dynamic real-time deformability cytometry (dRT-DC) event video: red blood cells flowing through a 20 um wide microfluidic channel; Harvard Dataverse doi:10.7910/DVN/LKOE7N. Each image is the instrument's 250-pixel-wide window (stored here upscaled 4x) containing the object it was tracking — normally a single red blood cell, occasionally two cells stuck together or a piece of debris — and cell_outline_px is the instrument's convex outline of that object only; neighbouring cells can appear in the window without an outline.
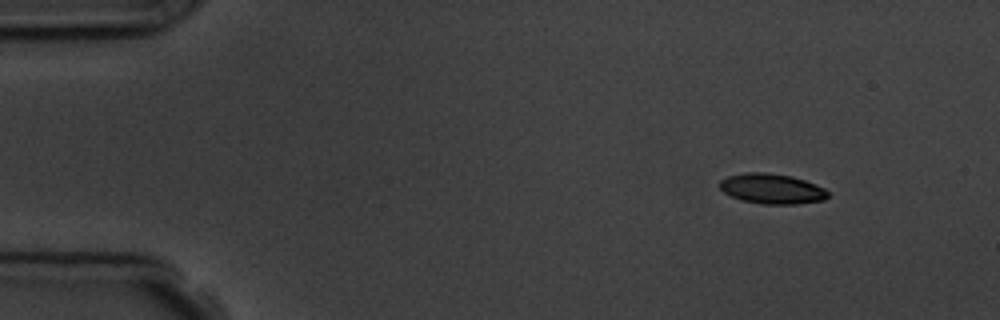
{"species": "common noctule bat (a hibernating species)", "species_latin": "Nyctalus noctula", "temperature_condition": "room temperature", "stored_images_in_passage": 3, "camera_frame_rate_fps": 3000, "um_per_image_px": 0.085, "animal": {"sex": "male", "body_mass_g": 19.5, "forearm_length_mm": 54.6}, "frame": {"image": 1, "passage_image": 1, "time_ms": 0.0, "image_size_px": [1000, 320], "cell_outline_px": [[828, 196], [824, 200], [796, 204], [760, 204], [740, 200], [724, 192], [720, 188], [720, 180], [728, 176], [744, 172], [764, 172], [792, 176], [816, 184], [824, 188], [828, 192]], "centroid_in_image_um": [65.6, 16.04], "position_along_channel_um": 19.4, "area_um2": 19.07}}
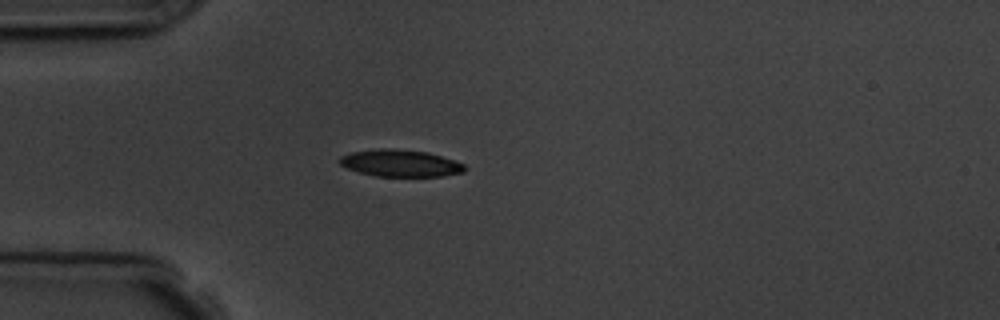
{"frame": {"image": 2, "passage_image": 3, "time_ms": 3.0, "image_size_px": [1000, 320], "cell_outline_px": [[468, 168], [464, 172], [440, 176], [376, 176], [360, 172], [348, 168], [340, 164], [336, 160], [340, 156], [352, 152], [380, 148], [392, 148], [428, 152], [464, 164]], "centroid_in_image_um": [34.01, 13.86], "position_along_channel_um": 51.0, "area_um2": 19.59}}